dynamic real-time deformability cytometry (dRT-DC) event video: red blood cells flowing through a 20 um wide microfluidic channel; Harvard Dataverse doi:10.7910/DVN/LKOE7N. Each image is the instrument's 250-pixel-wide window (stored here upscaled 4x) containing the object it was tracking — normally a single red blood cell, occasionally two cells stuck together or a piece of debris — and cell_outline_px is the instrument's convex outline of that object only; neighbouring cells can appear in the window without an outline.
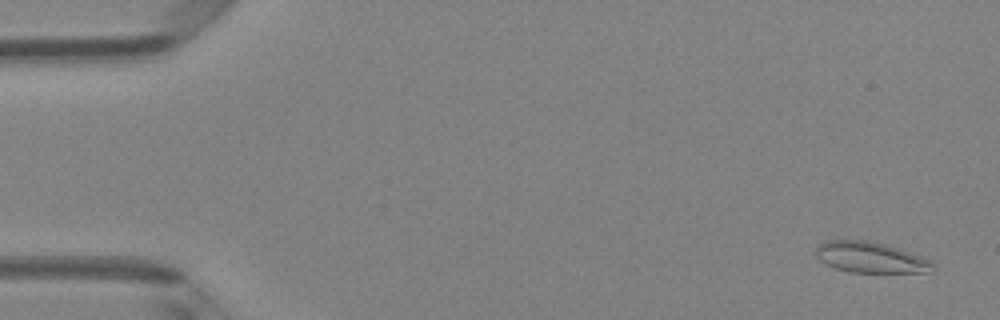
{"species": "Egyptian fruit bat (a non-hibernating species)", "species_latin": "Rousettus aegyptiacus", "temperature_condition": "room temperature", "stored_images_in_passage": 50, "camera_frame_rate_fps": 3000, "um_per_image_px": 0.085, "animal": {"sex": "female"}, "frame": {"image": 1, "passage_image": 3, "time_ms": 0.667, "image_size_px": [1000, 320], "cell_outline_px": [[936, 268], [932, 272], [848, 272], [836, 268], [820, 260], [816, 256], [816, 244], [824, 240], [864, 240], [884, 244], [932, 260], [936, 264]], "centroid_in_image_um": [74.0, 21.88], "position_along_channel_um": 11.0, "area_um2": 20.98}}
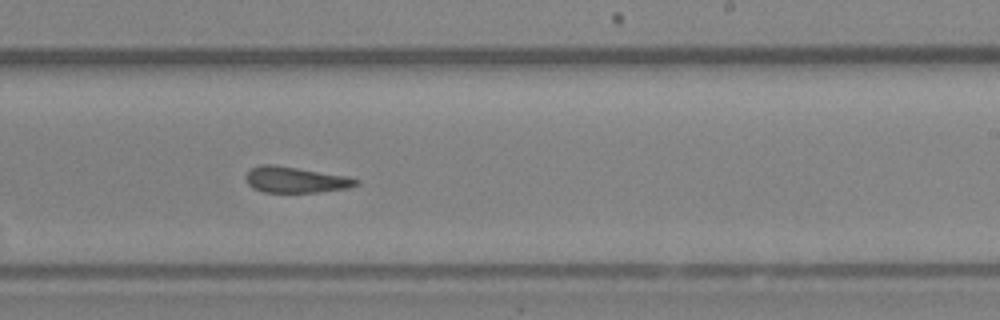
{"frame": {"image": 2, "passage_image": 31, "time_ms": 10.0, "image_size_px": [1000, 320], "cell_outline_px": [[360, 184], [348, 188], [316, 192], [264, 192], [252, 188], [244, 180], [244, 176], [252, 168], [260, 164], [272, 164], [348, 176], [360, 180]], "centroid_in_image_um": [25.11, 15.28], "position_along_channel_um": 263.9, "area_um2": 16.76}}
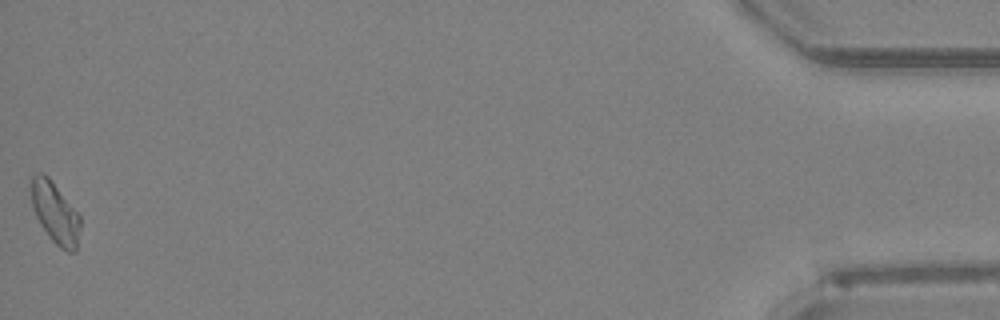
{"frame": {"image": 3, "passage_image": 50, "time_ms": 16.333, "image_size_px": [1000, 320], "cell_outline_px": [[80, 228], [76, 252], [68, 252], [60, 248], [48, 236], [40, 224], [32, 208], [32, 176], [40, 172], [44, 172], [48, 176], [80, 216]], "centroid_in_image_um": [4.69, 18.12], "position_along_channel_um": 430.5, "area_um2": 17.34}, "authors_computed_cell_mechanics": {"area_um2": 17.7157, "velocity_mm_per_s": 4.1369, "shape_relaxation_time_tau1_ms": 11.0022, "shape_relaxation_time_tau2_ms": 1.9277, "deformation_change_tau1": 0.2018, "deformation_change_tau2": 0.0826}}